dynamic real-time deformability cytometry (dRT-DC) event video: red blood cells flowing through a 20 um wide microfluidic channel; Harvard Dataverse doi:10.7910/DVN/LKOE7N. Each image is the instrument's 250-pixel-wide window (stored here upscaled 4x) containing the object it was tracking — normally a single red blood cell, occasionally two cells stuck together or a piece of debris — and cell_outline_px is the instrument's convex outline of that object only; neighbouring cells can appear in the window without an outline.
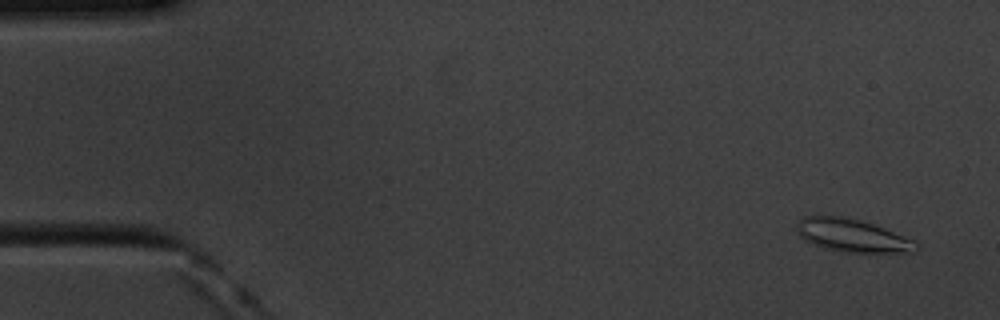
{"species": "common noctule bat (a hibernating species)", "species_latin": "Nyctalus noctula", "temperature_condition": "cold", "stored_images_in_passage": 58, "camera_frame_rate_fps": 3000, "um_per_image_px": 0.085, "animal": {"sex": "male", "body_mass_g": 20.1, "forearm_length_mm": 53.5}, "frame": {"image": 1, "passage_image": 3, "time_ms": 0.667, "image_size_px": [1000, 320], "cell_outline_px": [[920, 244], [916, 248], [908, 252], [844, 252], [824, 248], [812, 244], [804, 240], [796, 232], [796, 224], [804, 216], [848, 216], [884, 228], [916, 240]], "centroid_in_image_um": [72.41, 20.01], "position_along_channel_um": 12.6, "area_um2": 22.95}}
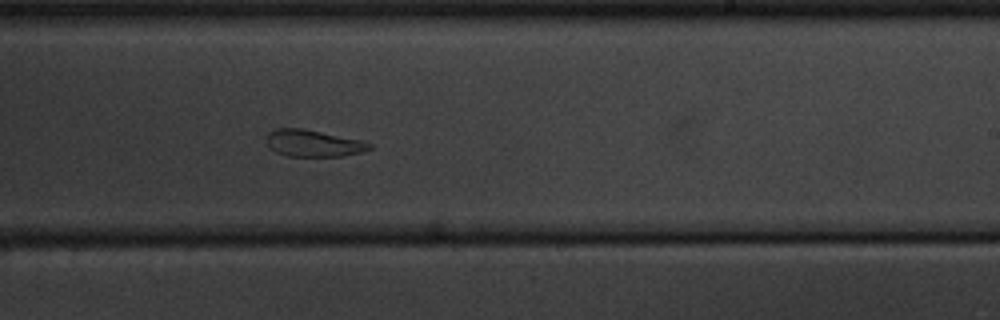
{"frame": {"image": 2, "passage_image": 35, "time_ms": 11.333, "image_size_px": [1000, 320], "cell_outline_px": [[372, 148], [360, 152], [340, 156], [288, 156], [276, 152], [264, 140], [268, 132], [276, 128], [300, 128], [360, 140], [372, 144]], "centroid_in_image_um": [26.58, 12.17], "position_along_channel_um": 262.4, "area_um2": 15.84}}
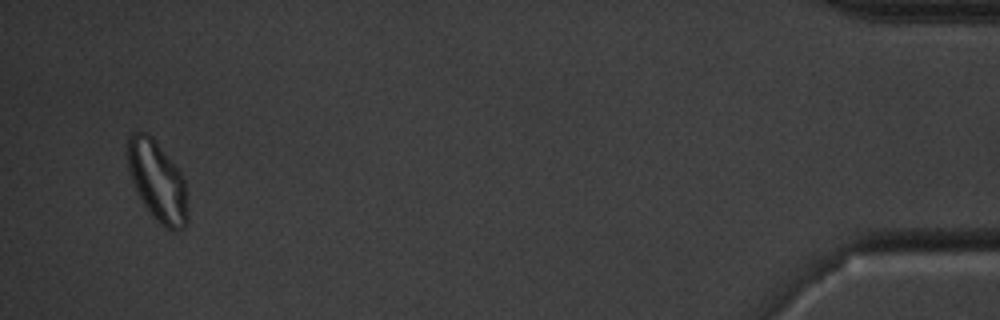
{"frame": {"image": 3, "passage_image": 56, "time_ms": 18.333, "image_size_px": [1000, 320], "cell_outline_px": [[188, 224], [184, 228], [176, 232], [172, 232], [160, 224], [152, 216], [144, 204], [132, 180], [128, 168], [128, 136], [132, 132], [144, 132], [152, 136], [180, 172], [184, 180], [188, 212]], "centroid_in_image_um": [13.4, 15.45], "position_along_channel_um": 421.8, "area_um2": 27.86}, "authors_computed_cell_mechanics": {"area_um2": 19.7387, "velocity_mm_per_s": 3.4143, "shape_relaxation_time_tau1_ms": null, "shape_relaxation_time_tau2_ms": 4.6001, "deformation_change_tau1": null, "deformation_change_tau2": 0.1212}}